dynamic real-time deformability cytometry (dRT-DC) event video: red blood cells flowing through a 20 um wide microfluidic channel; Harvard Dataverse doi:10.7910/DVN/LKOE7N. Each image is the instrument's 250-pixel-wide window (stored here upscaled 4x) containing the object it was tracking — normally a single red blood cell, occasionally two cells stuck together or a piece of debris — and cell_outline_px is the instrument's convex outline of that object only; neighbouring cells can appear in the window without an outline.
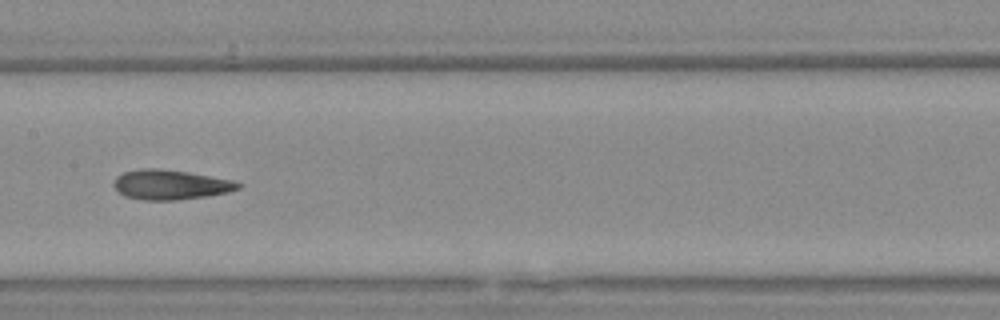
{"species": "Egyptian fruit bat (a non-hibernating species)", "species_latin": "Rousettus aegyptiacus", "temperature_condition": "warm", "stored_images_in_passage": 40, "camera_frame_rate_fps": 3000, "um_per_image_px": 0.085, "animal": {"sex": "female"}, "frame": {"image": 1, "passage_image": 12, "time_ms": 3.667, "image_size_px": [1000, 320], "cell_outline_px": [[240, 188], [228, 192], [204, 196], [176, 200], [144, 200], [124, 196], [112, 184], [116, 176], [124, 172], [144, 168], [156, 168], [188, 172], [232, 180], [240, 184]], "centroid_in_image_um": [14.45, 15.69], "position_along_channel_um": 192.9, "area_um2": 21.33}}
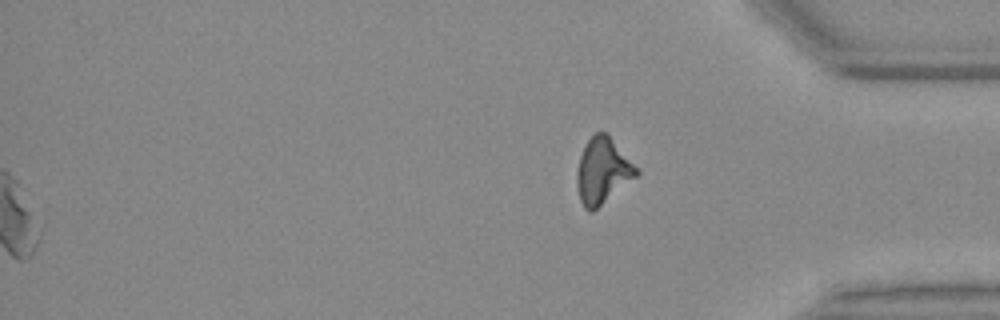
{"frame": {"image": 2, "passage_image": 40, "time_ms": 13.0, "image_size_px": [1000, 320], "cell_outline_px": [[640, 172], [636, 176], [592, 212], [588, 212], [584, 208], [580, 200], [576, 184], [576, 172], [580, 156], [584, 144], [596, 132], [604, 132], [608, 136]], "centroid_in_image_um": [51.16, 14.56], "position_along_channel_um": 384.0, "area_um2": 22.2}, "authors_computed_cell_mechanics": {"area_um2": 21.2126, "velocity_mm_per_s": 3.7034, "shape_relaxation_time_tau1_ms": null, "shape_relaxation_time_tau2_ms": 3.4472, "deformation_change_tau1": null, "deformation_change_tau2": 0.123}}